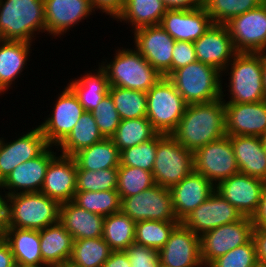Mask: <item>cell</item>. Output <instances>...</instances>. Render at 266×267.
Returning <instances> with one entry per match:
<instances>
[{
	"label": "cell",
	"instance_id": "6da1fadb",
	"mask_svg": "<svg viewBox=\"0 0 266 267\" xmlns=\"http://www.w3.org/2000/svg\"><path fill=\"white\" fill-rule=\"evenodd\" d=\"M170 135L192 153L221 139L226 135L224 100L187 105Z\"/></svg>",
	"mask_w": 266,
	"mask_h": 267
},
{
	"label": "cell",
	"instance_id": "7a4b0ae2",
	"mask_svg": "<svg viewBox=\"0 0 266 267\" xmlns=\"http://www.w3.org/2000/svg\"><path fill=\"white\" fill-rule=\"evenodd\" d=\"M35 32H46L43 0H0V40L32 43Z\"/></svg>",
	"mask_w": 266,
	"mask_h": 267
},
{
	"label": "cell",
	"instance_id": "3957f363",
	"mask_svg": "<svg viewBox=\"0 0 266 267\" xmlns=\"http://www.w3.org/2000/svg\"><path fill=\"white\" fill-rule=\"evenodd\" d=\"M121 48L113 61L101 63L109 85L147 93L163 76L134 47Z\"/></svg>",
	"mask_w": 266,
	"mask_h": 267
},
{
	"label": "cell",
	"instance_id": "277c9868",
	"mask_svg": "<svg viewBox=\"0 0 266 267\" xmlns=\"http://www.w3.org/2000/svg\"><path fill=\"white\" fill-rule=\"evenodd\" d=\"M229 69L230 72H228ZM224 72L230 76L228 83L230 100L226 102L223 98L224 91L221 90L224 103H255L266 100L261 53H237Z\"/></svg>",
	"mask_w": 266,
	"mask_h": 267
},
{
	"label": "cell",
	"instance_id": "5b68a950",
	"mask_svg": "<svg viewBox=\"0 0 266 267\" xmlns=\"http://www.w3.org/2000/svg\"><path fill=\"white\" fill-rule=\"evenodd\" d=\"M221 72L213 66L194 61L175 70L168 78L187 105L208 103L221 98Z\"/></svg>",
	"mask_w": 266,
	"mask_h": 267
},
{
	"label": "cell",
	"instance_id": "8992f818",
	"mask_svg": "<svg viewBox=\"0 0 266 267\" xmlns=\"http://www.w3.org/2000/svg\"><path fill=\"white\" fill-rule=\"evenodd\" d=\"M60 204L41 192L9 196V228L42 230L59 221Z\"/></svg>",
	"mask_w": 266,
	"mask_h": 267
},
{
	"label": "cell",
	"instance_id": "52a82bcc",
	"mask_svg": "<svg viewBox=\"0 0 266 267\" xmlns=\"http://www.w3.org/2000/svg\"><path fill=\"white\" fill-rule=\"evenodd\" d=\"M147 119L159 134L170 135L187 104L168 77H162L147 93Z\"/></svg>",
	"mask_w": 266,
	"mask_h": 267
},
{
	"label": "cell",
	"instance_id": "ba28073f",
	"mask_svg": "<svg viewBox=\"0 0 266 267\" xmlns=\"http://www.w3.org/2000/svg\"><path fill=\"white\" fill-rule=\"evenodd\" d=\"M194 170L193 153L171 135H157V150L152 169L155 183L170 188Z\"/></svg>",
	"mask_w": 266,
	"mask_h": 267
},
{
	"label": "cell",
	"instance_id": "9c48e42d",
	"mask_svg": "<svg viewBox=\"0 0 266 267\" xmlns=\"http://www.w3.org/2000/svg\"><path fill=\"white\" fill-rule=\"evenodd\" d=\"M254 224L250 217L224 224L200 236V258L207 267L216 258L248 243L253 238Z\"/></svg>",
	"mask_w": 266,
	"mask_h": 267
},
{
	"label": "cell",
	"instance_id": "30bf717a",
	"mask_svg": "<svg viewBox=\"0 0 266 267\" xmlns=\"http://www.w3.org/2000/svg\"><path fill=\"white\" fill-rule=\"evenodd\" d=\"M121 211L135 223L144 220L178 221L169 188L157 184L141 193L122 198Z\"/></svg>",
	"mask_w": 266,
	"mask_h": 267
},
{
	"label": "cell",
	"instance_id": "8fae6325",
	"mask_svg": "<svg viewBox=\"0 0 266 267\" xmlns=\"http://www.w3.org/2000/svg\"><path fill=\"white\" fill-rule=\"evenodd\" d=\"M194 170L210 180L215 186L240 172L230 137L209 142L193 153Z\"/></svg>",
	"mask_w": 266,
	"mask_h": 267
},
{
	"label": "cell",
	"instance_id": "7c38bea8",
	"mask_svg": "<svg viewBox=\"0 0 266 267\" xmlns=\"http://www.w3.org/2000/svg\"><path fill=\"white\" fill-rule=\"evenodd\" d=\"M238 53L266 52V1L225 23Z\"/></svg>",
	"mask_w": 266,
	"mask_h": 267
},
{
	"label": "cell",
	"instance_id": "4fadbf2b",
	"mask_svg": "<svg viewBox=\"0 0 266 267\" xmlns=\"http://www.w3.org/2000/svg\"><path fill=\"white\" fill-rule=\"evenodd\" d=\"M134 47L162 76L172 74V52L175 40L160 26L134 30Z\"/></svg>",
	"mask_w": 266,
	"mask_h": 267
},
{
	"label": "cell",
	"instance_id": "5bb4252c",
	"mask_svg": "<svg viewBox=\"0 0 266 267\" xmlns=\"http://www.w3.org/2000/svg\"><path fill=\"white\" fill-rule=\"evenodd\" d=\"M59 95L51 116L48 115L49 117L41 125H38L51 147H58L67 138L85 112L78 98L68 86Z\"/></svg>",
	"mask_w": 266,
	"mask_h": 267
},
{
	"label": "cell",
	"instance_id": "9a60e30c",
	"mask_svg": "<svg viewBox=\"0 0 266 267\" xmlns=\"http://www.w3.org/2000/svg\"><path fill=\"white\" fill-rule=\"evenodd\" d=\"M243 218L242 214L216 190L209 198L201 203L181 223L192 230L196 235L224 224H230Z\"/></svg>",
	"mask_w": 266,
	"mask_h": 267
},
{
	"label": "cell",
	"instance_id": "2e32d148",
	"mask_svg": "<svg viewBox=\"0 0 266 267\" xmlns=\"http://www.w3.org/2000/svg\"><path fill=\"white\" fill-rule=\"evenodd\" d=\"M265 181L238 172L219 182L215 190L230 202L243 217L256 213Z\"/></svg>",
	"mask_w": 266,
	"mask_h": 267
},
{
	"label": "cell",
	"instance_id": "e0dca14e",
	"mask_svg": "<svg viewBox=\"0 0 266 267\" xmlns=\"http://www.w3.org/2000/svg\"><path fill=\"white\" fill-rule=\"evenodd\" d=\"M159 262L169 267H203L200 258V236L181 222L158 251Z\"/></svg>",
	"mask_w": 266,
	"mask_h": 267
},
{
	"label": "cell",
	"instance_id": "ac0fdd59",
	"mask_svg": "<svg viewBox=\"0 0 266 267\" xmlns=\"http://www.w3.org/2000/svg\"><path fill=\"white\" fill-rule=\"evenodd\" d=\"M193 43L197 61L213 66L222 73L221 75H223V71L227 65L238 53L225 24L213 23L211 27Z\"/></svg>",
	"mask_w": 266,
	"mask_h": 267
},
{
	"label": "cell",
	"instance_id": "d6986e66",
	"mask_svg": "<svg viewBox=\"0 0 266 267\" xmlns=\"http://www.w3.org/2000/svg\"><path fill=\"white\" fill-rule=\"evenodd\" d=\"M48 146L38 157L25 161L16 166L0 184L1 189L10 195L20 193L40 192L50 161L56 156Z\"/></svg>",
	"mask_w": 266,
	"mask_h": 267
},
{
	"label": "cell",
	"instance_id": "ffe728a7",
	"mask_svg": "<svg viewBox=\"0 0 266 267\" xmlns=\"http://www.w3.org/2000/svg\"><path fill=\"white\" fill-rule=\"evenodd\" d=\"M4 139L0 146V184L16 166L38 157L49 146L38 126L12 142Z\"/></svg>",
	"mask_w": 266,
	"mask_h": 267
},
{
	"label": "cell",
	"instance_id": "44dd1931",
	"mask_svg": "<svg viewBox=\"0 0 266 267\" xmlns=\"http://www.w3.org/2000/svg\"><path fill=\"white\" fill-rule=\"evenodd\" d=\"M213 24L203 7L190 10L167 9L160 26L175 41L198 40Z\"/></svg>",
	"mask_w": 266,
	"mask_h": 267
},
{
	"label": "cell",
	"instance_id": "7402d4cb",
	"mask_svg": "<svg viewBox=\"0 0 266 267\" xmlns=\"http://www.w3.org/2000/svg\"><path fill=\"white\" fill-rule=\"evenodd\" d=\"M77 163L72 156H55L49 163L40 190L59 204L72 201L76 193Z\"/></svg>",
	"mask_w": 266,
	"mask_h": 267
},
{
	"label": "cell",
	"instance_id": "603a6c76",
	"mask_svg": "<svg viewBox=\"0 0 266 267\" xmlns=\"http://www.w3.org/2000/svg\"><path fill=\"white\" fill-rule=\"evenodd\" d=\"M45 10V28L54 38L64 35L94 13L91 0H43ZM51 33V34H50Z\"/></svg>",
	"mask_w": 266,
	"mask_h": 267
},
{
	"label": "cell",
	"instance_id": "cb8c5ba5",
	"mask_svg": "<svg viewBox=\"0 0 266 267\" xmlns=\"http://www.w3.org/2000/svg\"><path fill=\"white\" fill-rule=\"evenodd\" d=\"M227 136H258L266 131V100L255 103H224Z\"/></svg>",
	"mask_w": 266,
	"mask_h": 267
},
{
	"label": "cell",
	"instance_id": "d4e9b609",
	"mask_svg": "<svg viewBox=\"0 0 266 267\" xmlns=\"http://www.w3.org/2000/svg\"><path fill=\"white\" fill-rule=\"evenodd\" d=\"M173 210L181 222L187 215L204 203L215 191V185L200 173L193 170L179 183L169 188Z\"/></svg>",
	"mask_w": 266,
	"mask_h": 267
},
{
	"label": "cell",
	"instance_id": "484cf974",
	"mask_svg": "<svg viewBox=\"0 0 266 267\" xmlns=\"http://www.w3.org/2000/svg\"><path fill=\"white\" fill-rule=\"evenodd\" d=\"M105 217L79 207L73 201L60 204L59 222L74 240L103 236Z\"/></svg>",
	"mask_w": 266,
	"mask_h": 267
},
{
	"label": "cell",
	"instance_id": "4316f807",
	"mask_svg": "<svg viewBox=\"0 0 266 267\" xmlns=\"http://www.w3.org/2000/svg\"><path fill=\"white\" fill-rule=\"evenodd\" d=\"M239 171L266 182V152L261 137L229 136Z\"/></svg>",
	"mask_w": 266,
	"mask_h": 267
},
{
	"label": "cell",
	"instance_id": "83f0119b",
	"mask_svg": "<svg viewBox=\"0 0 266 267\" xmlns=\"http://www.w3.org/2000/svg\"><path fill=\"white\" fill-rule=\"evenodd\" d=\"M40 233V251L47 266L67 265L73 249L72 235L58 221Z\"/></svg>",
	"mask_w": 266,
	"mask_h": 267
},
{
	"label": "cell",
	"instance_id": "f1b7e54d",
	"mask_svg": "<svg viewBox=\"0 0 266 267\" xmlns=\"http://www.w3.org/2000/svg\"><path fill=\"white\" fill-rule=\"evenodd\" d=\"M33 43L0 40V92L4 94L24 70ZM19 75V76H18Z\"/></svg>",
	"mask_w": 266,
	"mask_h": 267
},
{
	"label": "cell",
	"instance_id": "f546056e",
	"mask_svg": "<svg viewBox=\"0 0 266 267\" xmlns=\"http://www.w3.org/2000/svg\"><path fill=\"white\" fill-rule=\"evenodd\" d=\"M4 239L8 242L16 263L22 267H46L40 251L39 230L8 228Z\"/></svg>",
	"mask_w": 266,
	"mask_h": 267
},
{
	"label": "cell",
	"instance_id": "4dcf8cb0",
	"mask_svg": "<svg viewBox=\"0 0 266 267\" xmlns=\"http://www.w3.org/2000/svg\"><path fill=\"white\" fill-rule=\"evenodd\" d=\"M95 73L88 71L80 79L71 80L68 87L78 98L85 111L91 112L109 92V81L105 70L100 66Z\"/></svg>",
	"mask_w": 266,
	"mask_h": 267
},
{
	"label": "cell",
	"instance_id": "1f68e13d",
	"mask_svg": "<svg viewBox=\"0 0 266 267\" xmlns=\"http://www.w3.org/2000/svg\"><path fill=\"white\" fill-rule=\"evenodd\" d=\"M166 11L162 0H125L123 11L116 19L130 23L133 32L141 27L159 25Z\"/></svg>",
	"mask_w": 266,
	"mask_h": 267
},
{
	"label": "cell",
	"instance_id": "d6a6232c",
	"mask_svg": "<svg viewBox=\"0 0 266 267\" xmlns=\"http://www.w3.org/2000/svg\"><path fill=\"white\" fill-rule=\"evenodd\" d=\"M73 157L77 163V169L99 171L120 166V151L111 138H105L82 149Z\"/></svg>",
	"mask_w": 266,
	"mask_h": 267
},
{
	"label": "cell",
	"instance_id": "836d02e7",
	"mask_svg": "<svg viewBox=\"0 0 266 267\" xmlns=\"http://www.w3.org/2000/svg\"><path fill=\"white\" fill-rule=\"evenodd\" d=\"M105 139L91 112L85 111L74 125L67 138L56 147L62 155L74 156L76 153ZM60 149V150H59Z\"/></svg>",
	"mask_w": 266,
	"mask_h": 267
},
{
	"label": "cell",
	"instance_id": "e575fe53",
	"mask_svg": "<svg viewBox=\"0 0 266 267\" xmlns=\"http://www.w3.org/2000/svg\"><path fill=\"white\" fill-rule=\"evenodd\" d=\"M103 237L74 240L70 267H102L112 253Z\"/></svg>",
	"mask_w": 266,
	"mask_h": 267
},
{
	"label": "cell",
	"instance_id": "d590c367",
	"mask_svg": "<svg viewBox=\"0 0 266 267\" xmlns=\"http://www.w3.org/2000/svg\"><path fill=\"white\" fill-rule=\"evenodd\" d=\"M135 224L122 211L105 216L102 237L113 251L126 250L135 243Z\"/></svg>",
	"mask_w": 266,
	"mask_h": 267
},
{
	"label": "cell",
	"instance_id": "8d00e7d4",
	"mask_svg": "<svg viewBox=\"0 0 266 267\" xmlns=\"http://www.w3.org/2000/svg\"><path fill=\"white\" fill-rule=\"evenodd\" d=\"M158 134L147 117H140L121 120L111 139L119 151H122L151 140Z\"/></svg>",
	"mask_w": 266,
	"mask_h": 267
},
{
	"label": "cell",
	"instance_id": "74e56055",
	"mask_svg": "<svg viewBox=\"0 0 266 267\" xmlns=\"http://www.w3.org/2000/svg\"><path fill=\"white\" fill-rule=\"evenodd\" d=\"M108 94L111 96L121 120L146 117V92L110 86Z\"/></svg>",
	"mask_w": 266,
	"mask_h": 267
},
{
	"label": "cell",
	"instance_id": "f35d334b",
	"mask_svg": "<svg viewBox=\"0 0 266 267\" xmlns=\"http://www.w3.org/2000/svg\"><path fill=\"white\" fill-rule=\"evenodd\" d=\"M72 201L79 207L103 217L121 211V199L117 190L76 191Z\"/></svg>",
	"mask_w": 266,
	"mask_h": 267
},
{
	"label": "cell",
	"instance_id": "ab89813d",
	"mask_svg": "<svg viewBox=\"0 0 266 267\" xmlns=\"http://www.w3.org/2000/svg\"><path fill=\"white\" fill-rule=\"evenodd\" d=\"M179 221L144 220L135 224V243L158 251L168 241Z\"/></svg>",
	"mask_w": 266,
	"mask_h": 267
},
{
	"label": "cell",
	"instance_id": "60d3db41",
	"mask_svg": "<svg viewBox=\"0 0 266 267\" xmlns=\"http://www.w3.org/2000/svg\"><path fill=\"white\" fill-rule=\"evenodd\" d=\"M265 0H203L202 7L213 23L225 24L235 16L259 7Z\"/></svg>",
	"mask_w": 266,
	"mask_h": 267
},
{
	"label": "cell",
	"instance_id": "b9f144b4",
	"mask_svg": "<svg viewBox=\"0 0 266 267\" xmlns=\"http://www.w3.org/2000/svg\"><path fill=\"white\" fill-rule=\"evenodd\" d=\"M153 173L138 167H118L117 192L120 199L141 193L154 186Z\"/></svg>",
	"mask_w": 266,
	"mask_h": 267
},
{
	"label": "cell",
	"instance_id": "7bdbcfd3",
	"mask_svg": "<svg viewBox=\"0 0 266 267\" xmlns=\"http://www.w3.org/2000/svg\"><path fill=\"white\" fill-rule=\"evenodd\" d=\"M118 168L99 171L77 169L76 191L117 190Z\"/></svg>",
	"mask_w": 266,
	"mask_h": 267
},
{
	"label": "cell",
	"instance_id": "ee69618b",
	"mask_svg": "<svg viewBox=\"0 0 266 267\" xmlns=\"http://www.w3.org/2000/svg\"><path fill=\"white\" fill-rule=\"evenodd\" d=\"M157 136L139 145L120 151V165L151 171L155 162Z\"/></svg>",
	"mask_w": 266,
	"mask_h": 267
},
{
	"label": "cell",
	"instance_id": "f6af8a7d",
	"mask_svg": "<svg viewBox=\"0 0 266 267\" xmlns=\"http://www.w3.org/2000/svg\"><path fill=\"white\" fill-rule=\"evenodd\" d=\"M256 245L253 238L244 245L230 250L212 261L207 267H258Z\"/></svg>",
	"mask_w": 266,
	"mask_h": 267
},
{
	"label": "cell",
	"instance_id": "bcb514c9",
	"mask_svg": "<svg viewBox=\"0 0 266 267\" xmlns=\"http://www.w3.org/2000/svg\"><path fill=\"white\" fill-rule=\"evenodd\" d=\"M91 113L102 135L105 138H111L121 121L111 96L107 94Z\"/></svg>",
	"mask_w": 266,
	"mask_h": 267
},
{
	"label": "cell",
	"instance_id": "7dc6e473",
	"mask_svg": "<svg viewBox=\"0 0 266 267\" xmlns=\"http://www.w3.org/2000/svg\"><path fill=\"white\" fill-rule=\"evenodd\" d=\"M131 267H157L159 252L157 249L133 243L126 250Z\"/></svg>",
	"mask_w": 266,
	"mask_h": 267
},
{
	"label": "cell",
	"instance_id": "c3c4849f",
	"mask_svg": "<svg viewBox=\"0 0 266 267\" xmlns=\"http://www.w3.org/2000/svg\"><path fill=\"white\" fill-rule=\"evenodd\" d=\"M172 56L173 73L175 70L197 61L194 43L190 41H175Z\"/></svg>",
	"mask_w": 266,
	"mask_h": 267
},
{
	"label": "cell",
	"instance_id": "681fc988",
	"mask_svg": "<svg viewBox=\"0 0 266 267\" xmlns=\"http://www.w3.org/2000/svg\"><path fill=\"white\" fill-rule=\"evenodd\" d=\"M94 10H100L113 20L123 11L125 0H91Z\"/></svg>",
	"mask_w": 266,
	"mask_h": 267
},
{
	"label": "cell",
	"instance_id": "f907efd6",
	"mask_svg": "<svg viewBox=\"0 0 266 267\" xmlns=\"http://www.w3.org/2000/svg\"><path fill=\"white\" fill-rule=\"evenodd\" d=\"M253 240L256 245L258 264L266 267V229L254 227Z\"/></svg>",
	"mask_w": 266,
	"mask_h": 267
},
{
	"label": "cell",
	"instance_id": "816d5d0a",
	"mask_svg": "<svg viewBox=\"0 0 266 267\" xmlns=\"http://www.w3.org/2000/svg\"><path fill=\"white\" fill-rule=\"evenodd\" d=\"M1 188V186H0ZM9 228V196L0 192V238H4Z\"/></svg>",
	"mask_w": 266,
	"mask_h": 267
},
{
	"label": "cell",
	"instance_id": "f5cc1de1",
	"mask_svg": "<svg viewBox=\"0 0 266 267\" xmlns=\"http://www.w3.org/2000/svg\"><path fill=\"white\" fill-rule=\"evenodd\" d=\"M251 219L254 227L266 229V183L262 190L258 209Z\"/></svg>",
	"mask_w": 266,
	"mask_h": 267
},
{
	"label": "cell",
	"instance_id": "db71d44e",
	"mask_svg": "<svg viewBox=\"0 0 266 267\" xmlns=\"http://www.w3.org/2000/svg\"><path fill=\"white\" fill-rule=\"evenodd\" d=\"M102 267H131L129 257L125 250L112 251Z\"/></svg>",
	"mask_w": 266,
	"mask_h": 267
},
{
	"label": "cell",
	"instance_id": "11a10c76",
	"mask_svg": "<svg viewBox=\"0 0 266 267\" xmlns=\"http://www.w3.org/2000/svg\"><path fill=\"white\" fill-rule=\"evenodd\" d=\"M167 9L190 10L202 7L203 0H162Z\"/></svg>",
	"mask_w": 266,
	"mask_h": 267
},
{
	"label": "cell",
	"instance_id": "9f6ffc18",
	"mask_svg": "<svg viewBox=\"0 0 266 267\" xmlns=\"http://www.w3.org/2000/svg\"><path fill=\"white\" fill-rule=\"evenodd\" d=\"M13 263L15 260L8 242L0 238V267H10Z\"/></svg>",
	"mask_w": 266,
	"mask_h": 267
},
{
	"label": "cell",
	"instance_id": "6f0895ef",
	"mask_svg": "<svg viewBox=\"0 0 266 267\" xmlns=\"http://www.w3.org/2000/svg\"><path fill=\"white\" fill-rule=\"evenodd\" d=\"M263 88L266 95V52H261Z\"/></svg>",
	"mask_w": 266,
	"mask_h": 267
},
{
	"label": "cell",
	"instance_id": "680465c9",
	"mask_svg": "<svg viewBox=\"0 0 266 267\" xmlns=\"http://www.w3.org/2000/svg\"><path fill=\"white\" fill-rule=\"evenodd\" d=\"M262 142H263V146L265 148V152H266V131L265 133L261 136Z\"/></svg>",
	"mask_w": 266,
	"mask_h": 267
},
{
	"label": "cell",
	"instance_id": "91938a15",
	"mask_svg": "<svg viewBox=\"0 0 266 267\" xmlns=\"http://www.w3.org/2000/svg\"><path fill=\"white\" fill-rule=\"evenodd\" d=\"M46 267H70V266L67 264V265H55V266H46Z\"/></svg>",
	"mask_w": 266,
	"mask_h": 267
},
{
	"label": "cell",
	"instance_id": "94428289",
	"mask_svg": "<svg viewBox=\"0 0 266 267\" xmlns=\"http://www.w3.org/2000/svg\"><path fill=\"white\" fill-rule=\"evenodd\" d=\"M10 267H22L19 263H13Z\"/></svg>",
	"mask_w": 266,
	"mask_h": 267
},
{
	"label": "cell",
	"instance_id": "6125c7cd",
	"mask_svg": "<svg viewBox=\"0 0 266 267\" xmlns=\"http://www.w3.org/2000/svg\"><path fill=\"white\" fill-rule=\"evenodd\" d=\"M157 267H169V266H166V265H164V264H162V263L159 262V264H158Z\"/></svg>",
	"mask_w": 266,
	"mask_h": 267
}]
</instances>
